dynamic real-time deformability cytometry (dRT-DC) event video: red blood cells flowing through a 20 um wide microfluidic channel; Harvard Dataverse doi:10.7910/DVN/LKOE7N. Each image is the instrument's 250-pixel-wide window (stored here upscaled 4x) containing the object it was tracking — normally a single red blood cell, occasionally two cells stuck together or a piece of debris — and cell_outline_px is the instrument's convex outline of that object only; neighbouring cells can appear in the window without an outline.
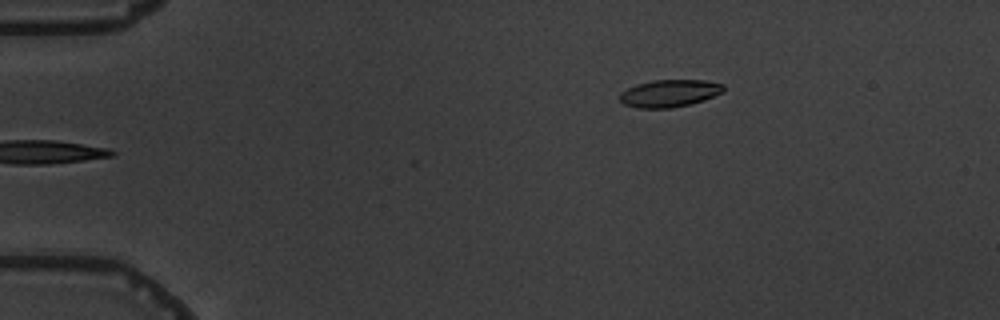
{"species": "common noctule bat (a hibernating species)", "species_latin": "Nyctalus noctula", "temperature_condition": "warm", "stored_images_in_passage": 5, "camera_frame_rate_fps": 3000, "um_per_image_px": 0.085, "animal": {"sex": "male", "body_mass_g": 19.5, "forearm_length_mm": 54.6}, "frame": {"image": 1, "passage_image": 5, "time_ms": 5.667, "image_size_px": [1000, 320], "cell_outline_px": [[724, 92], [704, 100], [672, 108], [636, 108], [624, 104], [620, 100], [620, 92], [636, 84], [652, 80], [704, 80], [724, 84]], "centroid_in_image_um": [56.9, 7.93], "position_along_channel_um": 28.1, "area_um2": 16.59}}